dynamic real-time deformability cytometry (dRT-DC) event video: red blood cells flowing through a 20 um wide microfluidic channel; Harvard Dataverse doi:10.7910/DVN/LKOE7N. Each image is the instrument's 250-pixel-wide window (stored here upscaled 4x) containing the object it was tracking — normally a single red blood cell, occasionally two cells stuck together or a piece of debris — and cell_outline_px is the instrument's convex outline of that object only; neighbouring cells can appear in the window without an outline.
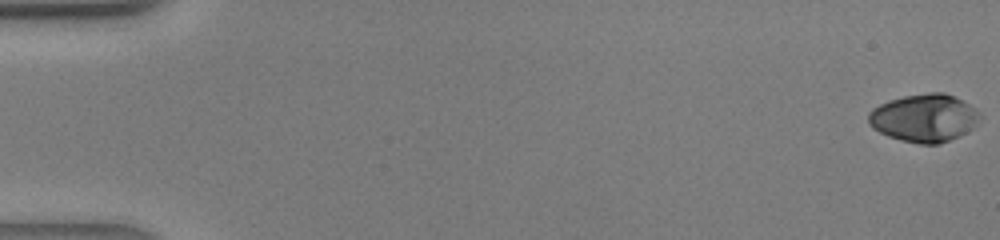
{"species": "human", "species_latin": "Homo sapiens", "temperature_condition": "warm", "stored_images_in_passage": 43, "camera_frame_rate_fps": 3000, "um_per_image_px": 0.085, "donor": {"sex": "male"}, "frame": {"image": 1, "passage_image": 1, "time_ms": 0.0, "image_size_px": [1000, 240], "cell_outline_px": [[984, 116], [972, 128], [940, 144], [920, 144], [900, 140], [888, 136], [872, 128], [868, 124], [868, 112], [872, 108], [888, 100], [904, 96], [928, 92], [944, 92], [976, 108]], "centroid_in_image_um": [78.54, 10.02], "position_along_channel_um": 6.5, "area_um2": 31.15}}
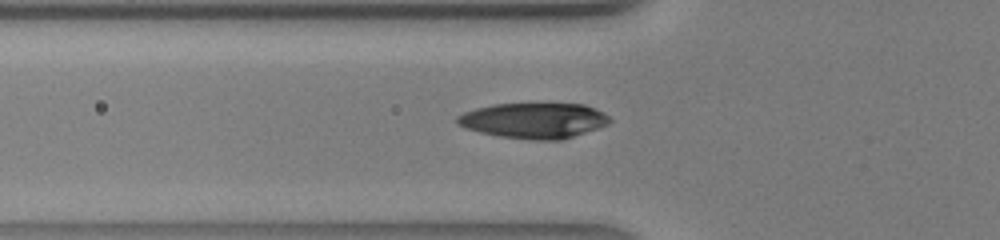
{"frame": {"image": 2, "passage_image": 16, "time_ms": 5.0, "image_size_px": [1000, 240], "cell_outline_px": [[612, 120], [608, 124], [600, 128], [560, 140], [528, 140], [500, 136], [480, 132], [464, 128], [456, 124], [456, 116], [464, 112], [476, 108], [492, 104], [584, 104], [596, 108], [604, 112]], "centroid_in_image_um": [45.38, 10.25], "position_along_channel_um": 80.4, "area_um2": 31.73}}
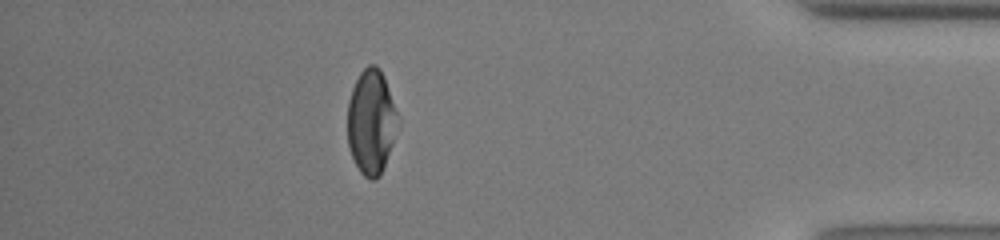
{"frame": {"image": 3, "passage_image": 38, "time_ms": 12.333, "image_size_px": [1000, 240], "cell_outline_px": [[400, 128], [380, 176], [376, 180], [372, 180], [364, 176], [360, 172], [348, 148], [348, 100], [352, 88], [360, 72], [368, 64], [376, 64], [380, 68], [384, 76], [400, 116]], "centroid_in_image_um": [31.6, 10.35], "position_along_channel_um": 403.6, "area_um2": 31.44}}